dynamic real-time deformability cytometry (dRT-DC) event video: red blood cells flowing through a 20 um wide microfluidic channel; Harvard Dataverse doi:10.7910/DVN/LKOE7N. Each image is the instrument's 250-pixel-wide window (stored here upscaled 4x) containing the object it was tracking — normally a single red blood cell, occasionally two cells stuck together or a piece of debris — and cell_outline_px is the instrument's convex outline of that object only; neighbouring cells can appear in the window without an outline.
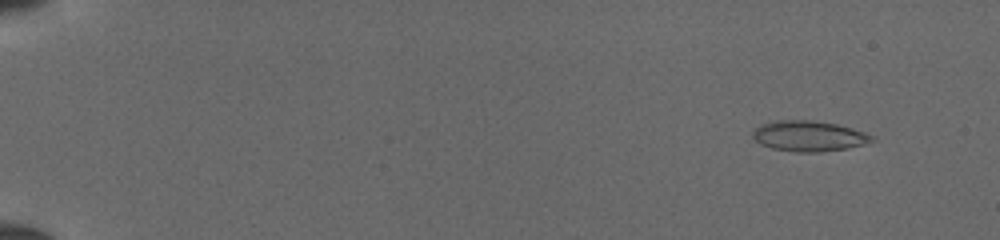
{"species": "common noctule bat (a hibernating species)", "species_latin": "Nyctalus noctula", "temperature_condition": "cold", "stored_images_in_passage": 51, "camera_frame_rate_fps": 3000, "um_per_image_px": 0.085, "animal": {"sex": "female", "body_mass_g": 19.5, "forearm_length_mm": 54.1}, "frame": {"image": 1, "passage_image": 5, "time_ms": 1.333, "image_size_px": [1000, 240], "cell_outline_px": [[876, 140], [864, 144], [848, 148], [816, 152], [796, 152], [772, 148], [760, 144], [752, 136], [752, 132], [760, 124], [780, 120], [812, 120], [836, 124], [852, 128], [876, 136]], "centroid_in_image_um": [68.77, 11.56], "position_along_channel_um": 16.2, "area_um2": 21.21}}
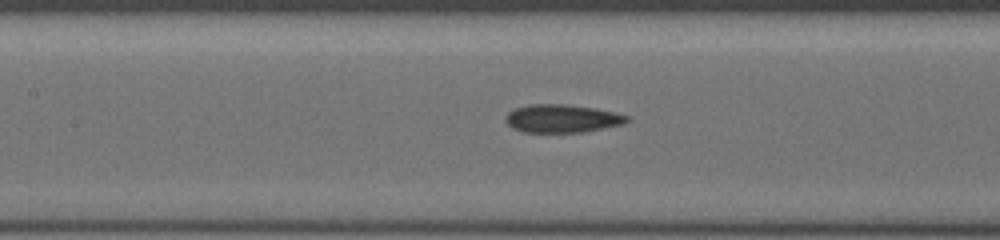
{"frame": {"image": 2, "passage_image": 26, "time_ms": 8.333, "image_size_px": [1000, 240], "cell_outline_px": [[632, 120], [624, 124], [584, 132], [520, 132], [512, 128], [504, 120], [504, 116], [512, 108], [528, 104], [568, 104], [596, 108], [616, 112], [628, 116]], "centroid_in_image_um": [47.76, 10.06], "position_along_channel_um": 159.6, "area_um2": 20.35}}
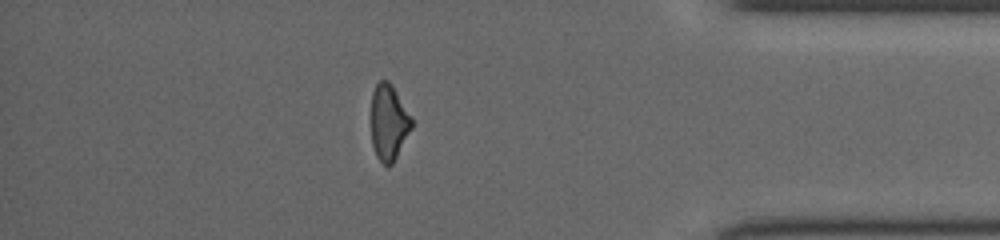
{"frame": {"image": 3, "passage_image": 45, "time_ms": 14.667, "image_size_px": [1000, 240], "cell_outline_px": [[412, 128], [392, 164], [388, 168], [376, 156], [372, 144], [372, 92], [376, 84], [380, 80], [388, 80], [392, 84], [412, 116]], "centroid_in_image_um": [33.05, 10.39], "position_along_channel_um": 402.1, "area_um2": 17.92}}